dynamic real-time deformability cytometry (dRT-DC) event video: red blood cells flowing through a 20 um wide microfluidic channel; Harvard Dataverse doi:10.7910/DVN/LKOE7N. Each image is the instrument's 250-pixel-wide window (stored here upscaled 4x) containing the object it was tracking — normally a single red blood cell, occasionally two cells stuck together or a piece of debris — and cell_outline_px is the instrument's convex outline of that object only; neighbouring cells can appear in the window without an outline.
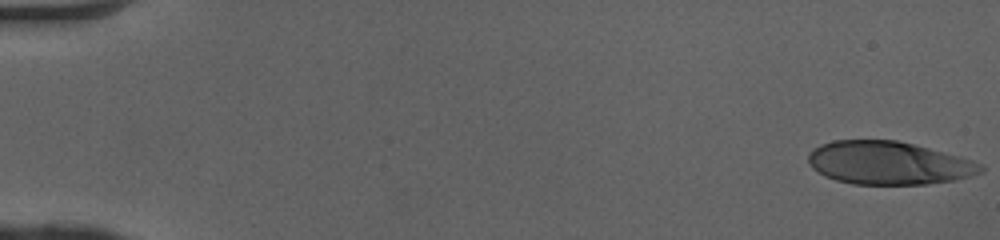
{"species": "human", "species_latin": "Homo sapiens", "temperature_condition": "cold", "stored_images_in_passage": 50, "camera_frame_rate_fps": 3000, "um_per_image_px": 0.085, "donor": {"sex": "female"}, "frame": {"image": 1, "passage_image": 1, "time_ms": 0.0, "image_size_px": [1000, 240], "cell_outline_px": [[984, 172], [972, 176], [956, 180], [924, 184], [852, 184], [836, 180], [812, 168], [808, 160], [808, 152], [812, 148], [820, 144], [832, 140], [896, 140], [928, 148], [972, 160], [984, 164]], "centroid_in_image_um": [75.54, 13.85], "position_along_channel_um": 9.5, "area_um2": 43.29}}
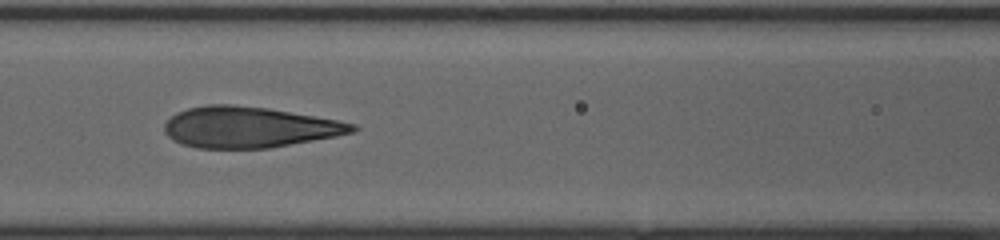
{"frame": {"image": 2, "passage_image": 23, "time_ms": 7.333, "image_size_px": [1000, 240], "cell_outline_px": [[360, 128], [356, 132], [336, 136], [268, 148], [196, 148], [180, 144], [172, 140], [164, 132], [164, 124], [176, 112], [188, 108], [208, 104], [228, 104], [268, 108], [336, 120], [356, 124]], "centroid_in_image_um": [21.15, 10.81], "position_along_channel_um": 145.5, "area_um2": 44.8}}
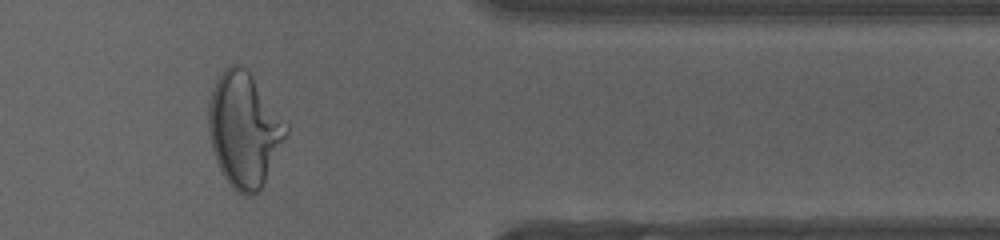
{"frame": {"image": 3, "passage_image": 42, "time_ms": 13.667, "image_size_px": [1000, 240], "cell_outline_px": [[288, 132], [260, 188], [252, 196], [244, 196], [236, 192], [224, 176], [216, 160], [212, 148], [208, 128], [208, 104], [216, 80], [220, 72], [228, 64], [236, 64], [244, 68], [248, 72], [288, 124]], "centroid_in_image_um": [20.72, 11.02], "position_along_channel_um": 390.7, "area_um2": 50.81}, "authors_computed_cell_mechanics": {"area_um2": 44.5927, "velocity_mm_per_s": 4.1009, "shape_relaxation_time_tau1_ms": 4.8792, "shape_relaxation_time_tau2_ms": 0.6185, "deformation_change_tau1": 0.2232, "deformation_change_tau2": 0.0849}}